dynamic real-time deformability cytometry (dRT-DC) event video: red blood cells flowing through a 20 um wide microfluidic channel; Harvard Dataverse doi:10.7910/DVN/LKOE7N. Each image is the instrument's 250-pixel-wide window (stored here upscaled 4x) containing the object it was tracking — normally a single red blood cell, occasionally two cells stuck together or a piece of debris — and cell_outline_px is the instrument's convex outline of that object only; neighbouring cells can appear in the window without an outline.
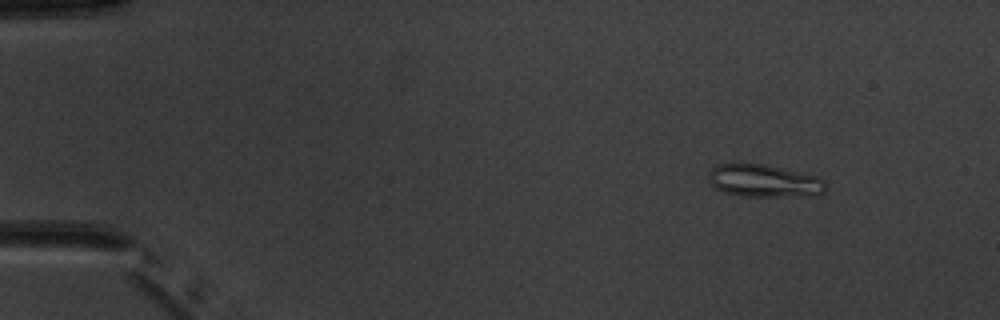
{"species": "common noctule bat (a hibernating species)", "species_latin": "Nyctalus noctula", "temperature_condition": "warm", "stored_images_in_passage": 7, "camera_frame_rate_fps": 3000, "um_per_image_px": 0.085, "animal": {"sex": "male", "body_mass_g": 20.1, "forearm_length_mm": 53.5}, "frame": {"image": 1, "passage_image": 1, "time_ms": 0.0, "image_size_px": [1000, 320], "cell_outline_px": [[828, 184], [824, 192], [816, 196], [740, 196], [724, 192], [716, 188], [712, 184], [708, 176], [708, 172], [712, 168], [720, 164], [764, 164], [820, 176]], "centroid_in_image_um": [65.02, 15.38], "position_along_channel_um": 20.0, "area_um2": 22.43}}
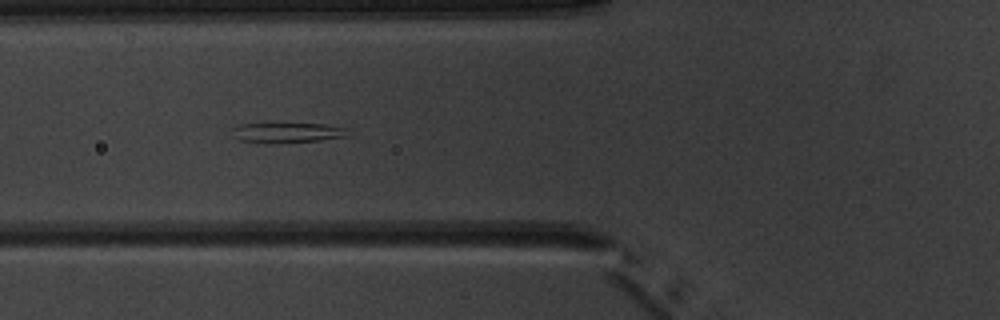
{"frame": {"image": 2, "passage_image": 5, "time_ms": 4.667, "image_size_px": [1000, 320], "cell_outline_px": [[348, 136], [320, 140], [276, 144], [264, 144], [240, 140], [236, 136], [232, 128], [240, 124], [324, 124], [348, 128]], "centroid_in_image_um": [24.44, 11.29], "position_along_channel_um": 101.4, "area_um2": 13.58}}
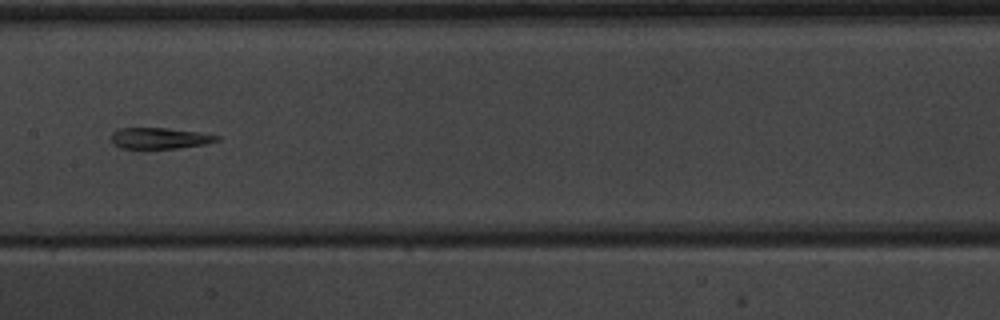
{"frame": {"image": 3, "passage_image": 7, "time_ms": 7.0, "image_size_px": [1000, 320], "cell_outline_px": [[220, 140], [204, 144], [176, 148], [120, 148], [112, 144], [112, 132], [120, 128], [168, 128], [196, 132], [220, 136]], "centroid_in_image_um": [13.54, 11.75], "position_along_channel_um": 193.9, "area_um2": 12.83}}